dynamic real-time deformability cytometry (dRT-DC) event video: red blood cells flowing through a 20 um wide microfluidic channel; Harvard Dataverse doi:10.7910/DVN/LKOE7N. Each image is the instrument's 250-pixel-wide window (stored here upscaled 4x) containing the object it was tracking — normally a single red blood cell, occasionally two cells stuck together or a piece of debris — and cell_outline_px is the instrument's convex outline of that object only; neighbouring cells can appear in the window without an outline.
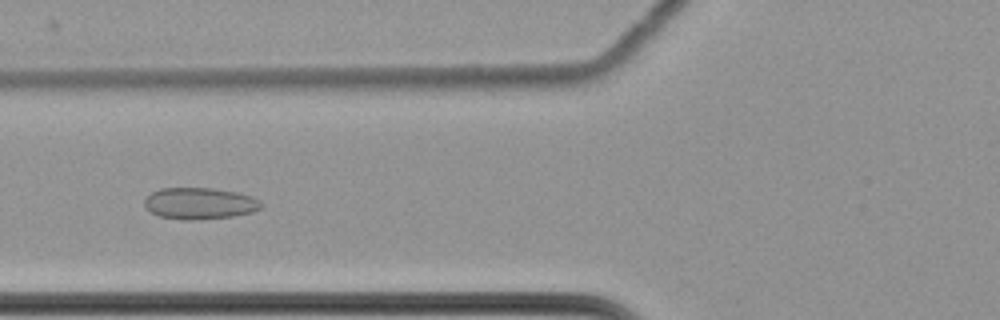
{"species": "common noctule bat (a hibernating species)", "species_latin": "Nyctalus noctula", "temperature_condition": "cold", "stored_images_in_passage": 63, "camera_frame_rate_fps": 3000, "um_per_image_px": 0.085, "animal": {"sex": "female", "body_mass_g": 22.7, "forearm_length_mm": 54.2}, "frame": {"image": 1, "passage_image": 27, "time_ms": 8.667, "image_size_px": [1000, 320], "cell_outline_px": [[264, 204], [260, 208], [252, 212], [232, 216], [200, 220], [184, 220], [160, 216], [152, 212], [144, 204], [144, 200], [152, 192], [160, 188], [212, 188], [236, 192], [252, 196], [260, 200]], "centroid_in_image_um": [17.0, 17.29], "position_along_channel_um": 108.8, "area_um2": 21.44}}
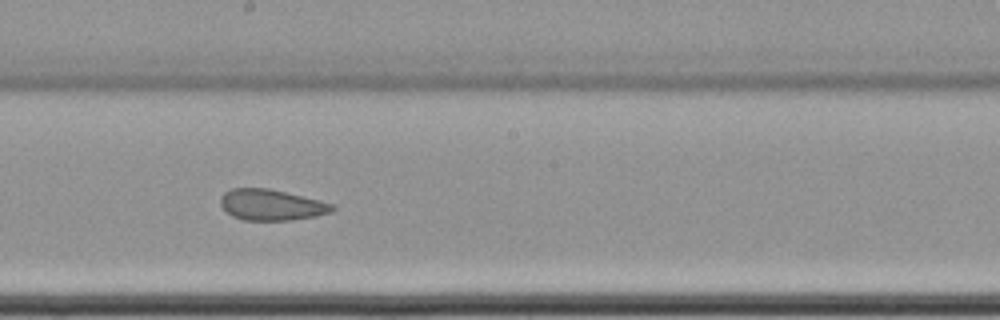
{"frame": {"image": 2, "passage_image": 37, "time_ms": 12.0, "image_size_px": [1000, 320], "cell_outline_px": [[336, 208], [332, 212], [316, 216], [292, 220], [244, 220], [232, 216], [220, 204], [220, 200], [224, 192], [232, 188], [268, 188], [320, 200], [332, 204]], "centroid_in_image_um": [23.08, 17.41], "position_along_channel_um": 225.1, "area_um2": 20.11}}
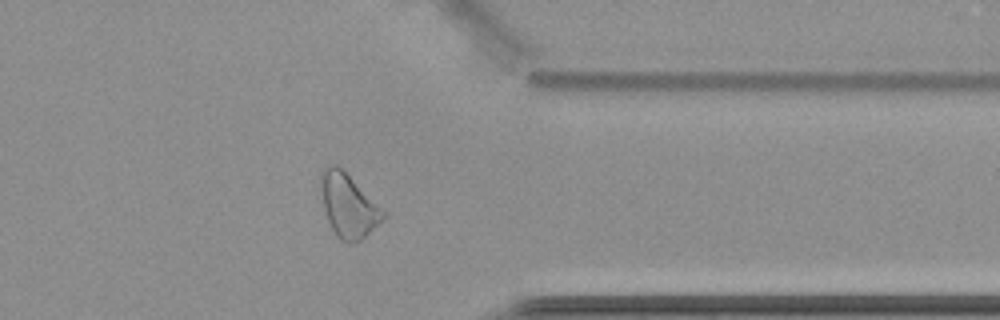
{"frame": {"image": 3, "passage_image": 51, "time_ms": 16.667, "image_size_px": [1000, 320], "cell_outline_px": [[388, 216], [356, 244], [348, 244], [340, 240], [332, 228], [328, 220], [324, 208], [320, 188], [320, 172], [328, 164], [336, 164], [388, 212]], "centroid_in_image_um": [29.63, 17.49], "position_along_channel_um": 381.8, "area_um2": 23.35}, "authors_computed_cell_mechanics": {"area_um2": 24.9696, "velocity_mm_per_s": 3.4905, "shape_relaxation_time_tau1_ms": null, "shape_relaxation_time_tau2_ms": 2.3778, "deformation_change_tau1": null, "deformation_change_tau2": 0.0967}}